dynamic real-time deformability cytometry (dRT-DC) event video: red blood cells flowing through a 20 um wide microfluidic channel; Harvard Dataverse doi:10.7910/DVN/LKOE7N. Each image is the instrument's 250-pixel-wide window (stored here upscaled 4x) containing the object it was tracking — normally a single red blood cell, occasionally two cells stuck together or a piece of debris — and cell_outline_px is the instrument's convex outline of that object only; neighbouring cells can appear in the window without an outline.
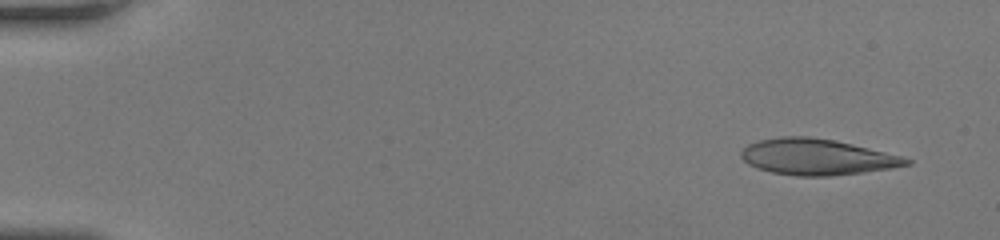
{"species": "human", "species_latin": "Homo sapiens", "temperature_condition": "room temperature", "stored_images_in_passage": 51, "camera_frame_rate_fps": 3000, "um_per_image_px": 0.085, "donor": {"sex": "female"}, "frame": {"image": 1, "passage_image": 4, "time_ms": 1.0, "image_size_px": [1000, 240], "cell_outline_px": [[912, 164], [888, 168], [860, 172], [828, 176], [796, 176], [772, 172], [756, 168], [748, 164], [740, 156], [740, 152], [748, 144], [760, 140], [784, 136], [808, 136], [832, 140], [852, 144], [900, 156], [912, 160]], "centroid_in_image_um": [69.38, 13.34], "position_along_channel_um": 15.6, "area_um2": 34.22}}
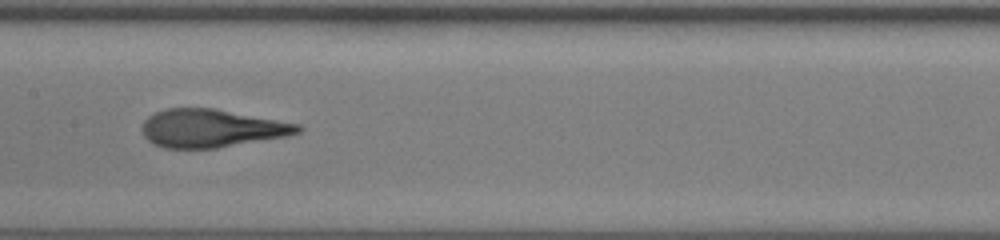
{"frame": {"image": 2, "passage_image": 27, "time_ms": 8.667, "image_size_px": [1000, 240], "cell_outline_px": [[304, 128], [300, 132], [288, 136], [216, 148], [164, 148], [152, 144], [144, 136], [140, 128], [144, 120], [148, 116], [156, 112], [168, 108], [216, 108], [300, 124]], "centroid_in_image_um": [17.97, 10.9], "position_along_channel_um": 189.4, "area_um2": 34.8}}
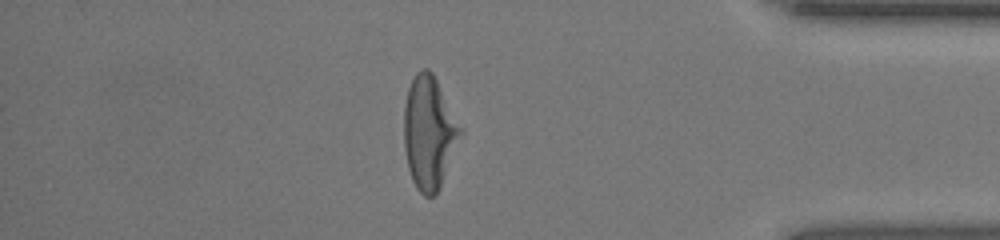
{"frame": {"image": 3, "passage_image": 44, "time_ms": 14.333, "image_size_px": [1000, 240], "cell_outline_px": [[464, 132], [440, 188], [432, 196], [424, 196], [416, 188], [412, 180], [408, 168], [404, 148], [404, 104], [408, 88], [416, 72], [424, 68], [428, 68], [432, 72], [464, 128]], "centroid_in_image_um": [36.5, 11.27], "position_along_channel_um": 398.7, "area_um2": 37.63}, "authors_computed_cell_mechanics": {"area_um2": 34.9112, "velocity_mm_per_s": 4.1872, "shape_relaxation_time_tau1_ms": 6.6932, "shape_relaxation_time_tau2_ms": 1.0364, "deformation_change_tau1": 0.2614, "deformation_change_tau2": 0.0999}}